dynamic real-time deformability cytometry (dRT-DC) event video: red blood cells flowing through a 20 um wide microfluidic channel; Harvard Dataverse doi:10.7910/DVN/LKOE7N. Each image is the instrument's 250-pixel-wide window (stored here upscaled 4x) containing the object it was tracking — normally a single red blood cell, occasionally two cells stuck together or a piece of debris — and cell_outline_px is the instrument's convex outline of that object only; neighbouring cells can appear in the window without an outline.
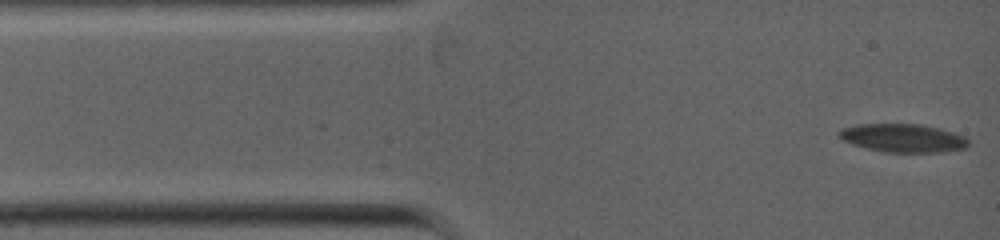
{"species": "common noctule bat (a hibernating species)", "species_latin": "Nyctalus noctula", "temperature_condition": "warm", "stored_images_in_passage": 14, "camera_frame_rate_fps": 5000, "um_per_image_px": 0.085, "animal": {"sex": "female", "body_mass_g": 19.0, "forearm_length_mm": 53.3}, "frame": {"image": 1, "passage_image": 1, "time_ms": 0.0, "image_size_px": [1000, 240], "cell_outline_px": [[968, 144], [964, 148], [940, 152], [884, 152], [852, 144], [836, 136], [836, 132], [840, 128], [860, 124], [920, 124], [940, 128], [964, 136], [968, 140]], "centroid_in_image_um": [76.7, 11.72], "position_along_channel_um": 8.3, "area_um2": 21.33}}
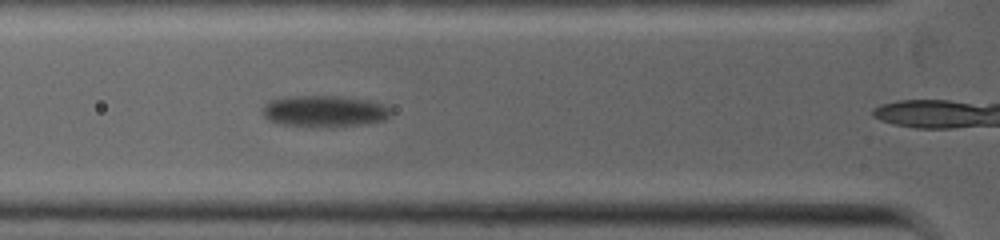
{"frame": {"image": 2, "passage_image": 11, "time_ms": 3.4, "image_size_px": [1000, 240], "cell_outline_px": [[392, 112], [384, 120], [364, 124], [280, 124], [268, 120], [264, 116], [264, 104], [272, 100], [292, 96], [340, 96], [368, 100], [380, 104], [388, 108]], "centroid_in_image_um": [27.57, 9.4], "position_along_channel_um": 98.2, "area_um2": 22.25}}
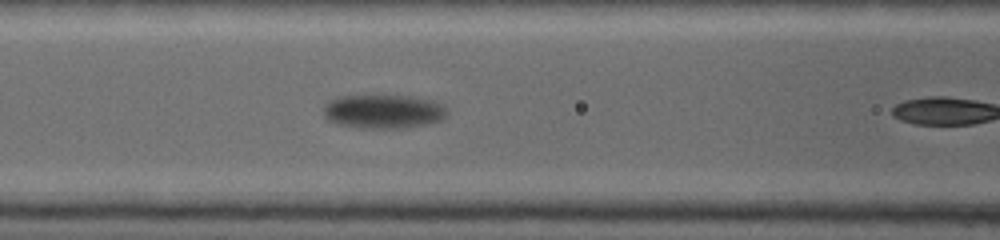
{"frame": {"image": 3, "passage_image": 13, "time_ms": 4.2, "image_size_px": [1000, 240], "cell_outline_px": [[448, 116], [432, 124], [400, 128], [364, 128], [336, 124], [328, 120], [324, 116], [324, 104], [328, 100], [336, 96], [404, 96], [432, 100], [444, 104], [448, 108]], "centroid_in_image_um": [32.61, 9.48], "position_along_channel_um": 134.0, "area_um2": 24.74}}